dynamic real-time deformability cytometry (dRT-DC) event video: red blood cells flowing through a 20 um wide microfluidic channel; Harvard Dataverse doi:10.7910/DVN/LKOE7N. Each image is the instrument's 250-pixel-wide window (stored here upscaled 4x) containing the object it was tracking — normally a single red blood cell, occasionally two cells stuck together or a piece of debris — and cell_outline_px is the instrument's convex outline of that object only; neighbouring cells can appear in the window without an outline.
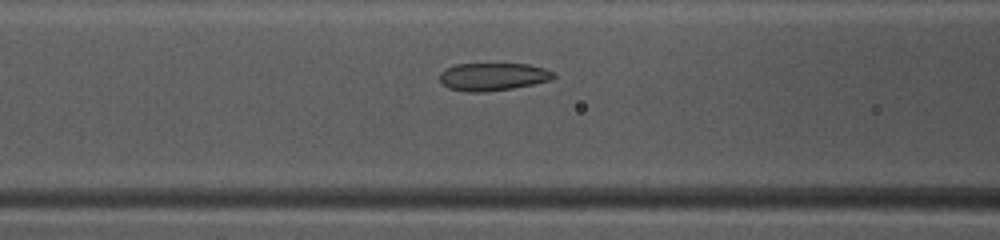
{"species": "common noctule bat (a hibernating species)", "species_latin": "Nyctalus noctula", "temperature_condition": "warm", "stored_images_in_passage": 43, "camera_frame_rate_fps": 3000, "um_per_image_px": 0.085, "animal": {"sex": "female", "body_mass_g": 10.0, "forearm_length_mm": 53.1}, "frame": {"image": 1, "passage_image": 21, "time_ms": 6.667, "image_size_px": [1000, 240], "cell_outline_px": [[556, 76], [552, 80], [512, 88], [484, 92], [468, 92], [448, 88], [440, 80], [440, 72], [456, 64], [528, 64], [544, 68], [556, 72]], "centroid_in_image_um": [41.93, 6.52], "position_along_channel_um": 124.7, "area_um2": 18.38}}
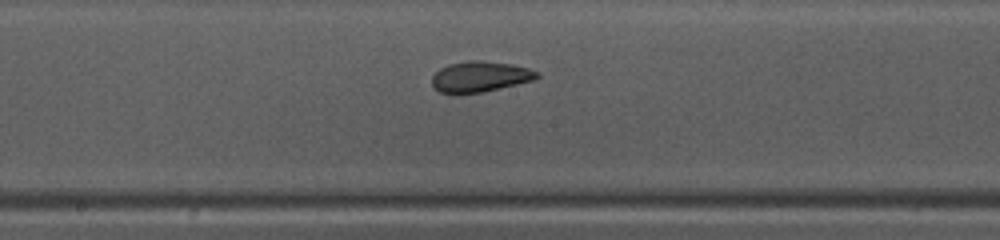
{"frame": {"image": 2, "passage_image": 27, "time_ms": 8.667, "image_size_px": [1000, 240], "cell_outline_px": [[540, 76], [536, 80], [484, 92], [452, 96], [440, 92], [432, 88], [432, 76], [440, 68], [448, 64], [468, 60], [480, 60], [512, 64], [528, 68], [540, 72]], "centroid_in_image_um": [40.78, 6.54], "position_along_channel_um": 207.4, "area_um2": 19.48}}
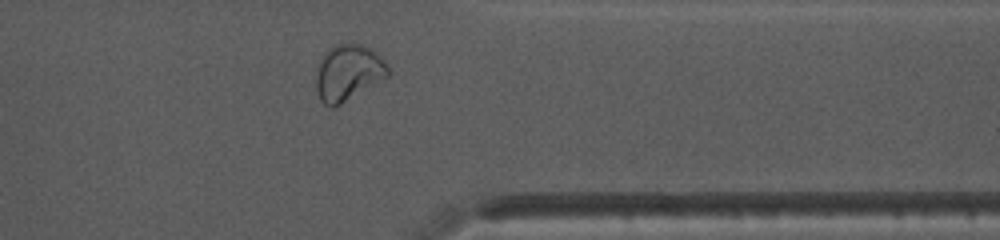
{"frame": {"image": 3, "passage_image": 40, "time_ms": 13.0, "image_size_px": [1000, 240], "cell_outline_px": [[388, 76], [340, 104], [332, 108], [328, 108], [320, 100], [316, 88], [316, 68], [320, 56], [328, 48], [336, 44], [360, 44], [376, 52], [384, 60], [388, 68]], "centroid_in_image_um": [29.54, 6.17], "position_along_channel_um": 381.9, "area_um2": 23.47}, "authors_computed_cell_mechanics": {"area_um2": 20.5768, "velocity_mm_per_s": 4.1214, "shape_relaxation_time_tau1_ms": 3.5187, "shape_relaxation_time_tau2_ms": 0.8731, "deformation_change_tau1": 0.1123, "deformation_change_tau2": 0.0667}}